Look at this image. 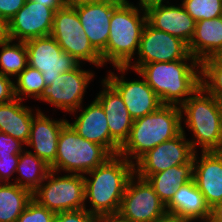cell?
Segmentation results:
<instances>
[{
    "instance_id": "ba28073f",
    "label": "cell",
    "mask_w": 222,
    "mask_h": 222,
    "mask_svg": "<svg viewBox=\"0 0 222 222\" xmlns=\"http://www.w3.org/2000/svg\"><path fill=\"white\" fill-rule=\"evenodd\" d=\"M50 35L57 41L63 52L73 56L79 63L87 61L102 66L101 54L91 45L76 9L66 4L55 11Z\"/></svg>"
},
{
    "instance_id": "4316f807",
    "label": "cell",
    "mask_w": 222,
    "mask_h": 222,
    "mask_svg": "<svg viewBox=\"0 0 222 222\" xmlns=\"http://www.w3.org/2000/svg\"><path fill=\"white\" fill-rule=\"evenodd\" d=\"M32 193L14 183H0V222H16Z\"/></svg>"
},
{
    "instance_id": "8fae6325",
    "label": "cell",
    "mask_w": 222,
    "mask_h": 222,
    "mask_svg": "<svg viewBox=\"0 0 222 222\" xmlns=\"http://www.w3.org/2000/svg\"><path fill=\"white\" fill-rule=\"evenodd\" d=\"M28 52V65L42 73L46 87L63 72L72 71L80 63L67 52H63L50 35L24 41Z\"/></svg>"
},
{
    "instance_id": "7c38bea8",
    "label": "cell",
    "mask_w": 222,
    "mask_h": 222,
    "mask_svg": "<svg viewBox=\"0 0 222 222\" xmlns=\"http://www.w3.org/2000/svg\"><path fill=\"white\" fill-rule=\"evenodd\" d=\"M189 140H186L184 128L182 132L145 153L134 164L135 175L146 179L148 176L165 171L172 166L188 163L194 156ZM137 166V167H136Z\"/></svg>"
},
{
    "instance_id": "83f0119b",
    "label": "cell",
    "mask_w": 222,
    "mask_h": 222,
    "mask_svg": "<svg viewBox=\"0 0 222 222\" xmlns=\"http://www.w3.org/2000/svg\"><path fill=\"white\" fill-rule=\"evenodd\" d=\"M11 39L0 44V73L7 77L18 76L28 66V52L24 41L13 44ZM12 43V44H10Z\"/></svg>"
},
{
    "instance_id": "4fadbf2b",
    "label": "cell",
    "mask_w": 222,
    "mask_h": 222,
    "mask_svg": "<svg viewBox=\"0 0 222 222\" xmlns=\"http://www.w3.org/2000/svg\"><path fill=\"white\" fill-rule=\"evenodd\" d=\"M80 65L72 71L63 72L54 79L41 100L52 104L65 112H76L81 109L82 99L94 74L80 69Z\"/></svg>"
},
{
    "instance_id": "9a60e30c",
    "label": "cell",
    "mask_w": 222,
    "mask_h": 222,
    "mask_svg": "<svg viewBox=\"0 0 222 222\" xmlns=\"http://www.w3.org/2000/svg\"><path fill=\"white\" fill-rule=\"evenodd\" d=\"M123 0H104L72 5L91 45L101 54L107 46L113 10Z\"/></svg>"
},
{
    "instance_id": "7402d4cb",
    "label": "cell",
    "mask_w": 222,
    "mask_h": 222,
    "mask_svg": "<svg viewBox=\"0 0 222 222\" xmlns=\"http://www.w3.org/2000/svg\"><path fill=\"white\" fill-rule=\"evenodd\" d=\"M168 215L176 216L187 222L195 220L209 221L211 209L194 180L179 186L172 200L166 205Z\"/></svg>"
},
{
    "instance_id": "603a6c76",
    "label": "cell",
    "mask_w": 222,
    "mask_h": 222,
    "mask_svg": "<svg viewBox=\"0 0 222 222\" xmlns=\"http://www.w3.org/2000/svg\"><path fill=\"white\" fill-rule=\"evenodd\" d=\"M188 50L199 63L218 56L222 52V16L196 21Z\"/></svg>"
},
{
    "instance_id": "8992f818",
    "label": "cell",
    "mask_w": 222,
    "mask_h": 222,
    "mask_svg": "<svg viewBox=\"0 0 222 222\" xmlns=\"http://www.w3.org/2000/svg\"><path fill=\"white\" fill-rule=\"evenodd\" d=\"M113 156L104 146L79 136L67 122L61 130L55 162L50 170L84 175ZM84 173V174H83Z\"/></svg>"
},
{
    "instance_id": "30bf717a",
    "label": "cell",
    "mask_w": 222,
    "mask_h": 222,
    "mask_svg": "<svg viewBox=\"0 0 222 222\" xmlns=\"http://www.w3.org/2000/svg\"><path fill=\"white\" fill-rule=\"evenodd\" d=\"M118 213L130 222H155L167 215L166 205L153 187L135 174L127 183Z\"/></svg>"
},
{
    "instance_id": "836d02e7",
    "label": "cell",
    "mask_w": 222,
    "mask_h": 222,
    "mask_svg": "<svg viewBox=\"0 0 222 222\" xmlns=\"http://www.w3.org/2000/svg\"><path fill=\"white\" fill-rule=\"evenodd\" d=\"M19 155H0V183H9L11 175L15 173Z\"/></svg>"
},
{
    "instance_id": "ab89813d",
    "label": "cell",
    "mask_w": 222,
    "mask_h": 222,
    "mask_svg": "<svg viewBox=\"0 0 222 222\" xmlns=\"http://www.w3.org/2000/svg\"><path fill=\"white\" fill-rule=\"evenodd\" d=\"M210 222H222V202L211 208Z\"/></svg>"
},
{
    "instance_id": "7bdbcfd3",
    "label": "cell",
    "mask_w": 222,
    "mask_h": 222,
    "mask_svg": "<svg viewBox=\"0 0 222 222\" xmlns=\"http://www.w3.org/2000/svg\"><path fill=\"white\" fill-rule=\"evenodd\" d=\"M155 222H187V221L179 219L176 216H172V215L167 214L165 217H163Z\"/></svg>"
},
{
    "instance_id": "1f68e13d",
    "label": "cell",
    "mask_w": 222,
    "mask_h": 222,
    "mask_svg": "<svg viewBox=\"0 0 222 222\" xmlns=\"http://www.w3.org/2000/svg\"><path fill=\"white\" fill-rule=\"evenodd\" d=\"M54 217V212L32 198L16 222H52Z\"/></svg>"
},
{
    "instance_id": "60d3db41",
    "label": "cell",
    "mask_w": 222,
    "mask_h": 222,
    "mask_svg": "<svg viewBox=\"0 0 222 222\" xmlns=\"http://www.w3.org/2000/svg\"><path fill=\"white\" fill-rule=\"evenodd\" d=\"M8 37V25L5 20L0 18V44L6 42Z\"/></svg>"
},
{
    "instance_id": "ee69618b",
    "label": "cell",
    "mask_w": 222,
    "mask_h": 222,
    "mask_svg": "<svg viewBox=\"0 0 222 222\" xmlns=\"http://www.w3.org/2000/svg\"><path fill=\"white\" fill-rule=\"evenodd\" d=\"M100 1H104V0H66V3L68 5H77V4H80V3L100 2Z\"/></svg>"
},
{
    "instance_id": "f546056e",
    "label": "cell",
    "mask_w": 222,
    "mask_h": 222,
    "mask_svg": "<svg viewBox=\"0 0 222 222\" xmlns=\"http://www.w3.org/2000/svg\"><path fill=\"white\" fill-rule=\"evenodd\" d=\"M200 80L205 92L217 100H222V63L216 57L200 63Z\"/></svg>"
},
{
    "instance_id": "d590c367",
    "label": "cell",
    "mask_w": 222,
    "mask_h": 222,
    "mask_svg": "<svg viewBox=\"0 0 222 222\" xmlns=\"http://www.w3.org/2000/svg\"><path fill=\"white\" fill-rule=\"evenodd\" d=\"M25 2L26 0H0V18L8 22Z\"/></svg>"
},
{
    "instance_id": "44dd1931",
    "label": "cell",
    "mask_w": 222,
    "mask_h": 222,
    "mask_svg": "<svg viewBox=\"0 0 222 222\" xmlns=\"http://www.w3.org/2000/svg\"><path fill=\"white\" fill-rule=\"evenodd\" d=\"M104 90L96 99L101 103L108 120L111 138L122 147L128 140L134 122L119 93L104 79Z\"/></svg>"
},
{
    "instance_id": "ac0fdd59",
    "label": "cell",
    "mask_w": 222,
    "mask_h": 222,
    "mask_svg": "<svg viewBox=\"0 0 222 222\" xmlns=\"http://www.w3.org/2000/svg\"><path fill=\"white\" fill-rule=\"evenodd\" d=\"M68 123L79 136L104 146L112 155L119 154L121 147L111 138L107 117L97 99L82 110L74 123Z\"/></svg>"
},
{
    "instance_id": "ffe728a7",
    "label": "cell",
    "mask_w": 222,
    "mask_h": 222,
    "mask_svg": "<svg viewBox=\"0 0 222 222\" xmlns=\"http://www.w3.org/2000/svg\"><path fill=\"white\" fill-rule=\"evenodd\" d=\"M32 119L30 137L27 146L34 149L38 158L51 166L56 159L58 139L62 127L68 122L66 119L52 120L37 109Z\"/></svg>"
},
{
    "instance_id": "e575fe53",
    "label": "cell",
    "mask_w": 222,
    "mask_h": 222,
    "mask_svg": "<svg viewBox=\"0 0 222 222\" xmlns=\"http://www.w3.org/2000/svg\"><path fill=\"white\" fill-rule=\"evenodd\" d=\"M23 144L20 140L0 132V155H20Z\"/></svg>"
},
{
    "instance_id": "f35d334b",
    "label": "cell",
    "mask_w": 222,
    "mask_h": 222,
    "mask_svg": "<svg viewBox=\"0 0 222 222\" xmlns=\"http://www.w3.org/2000/svg\"><path fill=\"white\" fill-rule=\"evenodd\" d=\"M31 1L41 4H47V7L55 11H58L67 4L66 0H31Z\"/></svg>"
},
{
    "instance_id": "52a82bcc",
    "label": "cell",
    "mask_w": 222,
    "mask_h": 222,
    "mask_svg": "<svg viewBox=\"0 0 222 222\" xmlns=\"http://www.w3.org/2000/svg\"><path fill=\"white\" fill-rule=\"evenodd\" d=\"M56 171L50 170L41 185L32 193V198L40 205L55 214L86 209L84 175L68 174L57 176Z\"/></svg>"
},
{
    "instance_id": "4dcf8cb0",
    "label": "cell",
    "mask_w": 222,
    "mask_h": 222,
    "mask_svg": "<svg viewBox=\"0 0 222 222\" xmlns=\"http://www.w3.org/2000/svg\"><path fill=\"white\" fill-rule=\"evenodd\" d=\"M182 5L195 21L222 16V0H183Z\"/></svg>"
},
{
    "instance_id": "d4e9b609",
    "label": "cell",
    "mask_w": 222,
    "mask_h": 222,
    "mask_svg": "<svg viewBox=\"0 0 222 222\" xmlns=\"http://www.w3.org/2000/svg\"><path fill=\"white\" fill-rule=\"evenodd\" d=\"M193 158L183 165L172 166L165 171L152 174L146 178L160 200L167 205L179 186L193 180Z\"/></svg>"
},
{
    "instance_id": "5bb4252c",
    "label": "cell",
    "mask_w": 222,
    "mask_h": 222,
    "mask_svg": "<svg viewBox=\"0 0 222 222\" xmlns=\"http://www.w3.org/2000/svg\"><path fill=\"white\" fill-rule=\"evenodd\" d=\"M55 10L47 4L26 0L24 6L7 22L12 41L50 36Z\"/></svg>"
},
{
    "instance_id": "7a4b0ae2",
    "label": "cell",
    "mask_w": 222,
    "mask_h": 222,
    "mask_svg": "<svg viewBox=\"0 0 222 222\" xmlns=\"http://www.w3.org/2000/svg\"><path fill=\"white\" fill-rule=\"evenodd\" d=\"M185 61L148 63L135 72L145 79L163 104L180 106L201 87L200 63L189 65Z\"/></svg>"
},
{
    "instance_id": "b9f144b4",
    "label": "cell",
    "mask_w": 222,
    "mask_h": 222,
    "mask_svg": "<svg viewBox=\"0 0 222 222\" xmlns=\"http://www.w3.org/2000/svg\"><path fill=\"white\" fill-rule=\"evenodd\" d=\"M139 1L140 3L138 4L139 6H141L140 8L145 11L153 6L162 5L163 4L162 2H164V0H139Z\"/></svg>"
},
{
    "instance_id": "6da1fadb",
    "label": "cell",
    "mask_w": 222,
    "mask_h": 222,
    "mask_svg": "<svg viewBox=\"0 0 222 222\" xmlns=\"http://www.w3.org/2000/svg\"><path fill=\"white\" fill-rule=\"evenodd\" d=\"M134 164L118 155L111 156L105 163L84 176L85 200H90V214L100 216L119 212L121 201L129 179L135 174Z\"/></svg>"
},
{
    "instance_id": "d6a6232c",
    "label": "cell",
    "mask_w": 222,
    "mask_h": 222,
    "mask_svg": "<svg viewBox=\"0 0 222 222\" xmlns=\"http://www.w3.org/2000/svg\"><path fill=\"white\" fill-rule=\"evenodd\" d=\"M52 222H97V216L81 209L57 213Z\"/></svg>"
},
{
    "instance_id": "8d00e7d4",
    "label": "cell",
    "mask_w": 222,
    "mask_h": 222,
    "mask_svg": "<svg viewBox=\"0 0 222 222\" xmlns=\"http://www.w3.org/2000/svg\"><path fill=\"white\" fill-rule=\"evenodd\" d=\"M14 84L10 77L0 73V104L12 101L15 98Z\"/></svg>"
},
{
    "instance_id": "5b68a950",
    "label": "cell",
    "mask_w": 222,
    "mask_h": 222,
    "mask_svg": "<svg viewBox=\"0 0 222 222\" xmlns=\"http://www.w3.org/2000/svg\"><path fill=\"white\" fill-rule=\"evenodd\" d=\"M206 93V94H204ZM182 118L187 127L193 132L194 140H190L195 151L200 145L201 152L222 151V128L218 100L202 87H199L180 106Z\"/></svg>"
},
{
    "instance_id": "bcb514c9",
    "label": "cell",
    "mask_w": 222,
    "mask_h": 222,
    "mask_svg": "<svg viewBox=\"0 0 222 222\" xmlns=\"http://www.w3.org/2000/svg\"><path fill=\"white\" fill-rule=\"evenodd\" d=\"M216 58L222 63V52Z\"/></svg>"
},
{
    "instance_id": "d6986e66",
    "label": "cell",
    "mask_w": 222,
    "mask_h": 222,
    "mask_svg": "<svg viewBox=\"0 0 222 222\" xmlns=\"http://www.w3.org/2000/svg\"><path fill=\"white\" fill-rule=\"evenodd\" d=\"M147 23L153 28L175 36L189 45L195 31L196 21L183 5H157L146 10Z\"/></svg>"
},
{
    "instance_id": "f1b7e54d",
    "label": "cell",
    "mask_w": 222,
    "mask_h": 222,
    "mask_svg": "<svg viewBox=\"0 0 222 222\" xmlns=\"http://www.w3.org/2000/svg\"><path fill=\"white\" fill-rule=\"evenodd\" d=\"M16 79V85L14 84L15 98L22 101L24 96L42 99L46 91V84L40 71L28 65ZM22 95L23 97H21Z\"/></svg>"
},
{
    "instance_id": "2e32d148",
    "label": "cell",
    "mask_w": 222,
    "mask_h": 222,
    "mask_svg": "<svg viewBox=\"0 0 222 222\" xmlns=\"http://www.w3.org/2000/svg\"><path fill=\"white\" fill-rule=\"evenodd\" d=\"M104 78L122 97L127 110L135 120L158 110L163 103L155 94L154 90L143 80L125 81L114 75V72Z\"/></svg>"
},
{
    "instance_id": "e0dca14e",
    "label": "cell",
    "mask_w": 222,
    "mask_h": 222,
    "mask_svg": "<svg viewBox=\"0 0 222 222\" xmlns=\"http://www.w3.org/2000/svg\"><path fill=\"white\" fill-rule=\"evenodd\" d=\"M193 156V180L203 194L206 204L213 208L222 202V151L202 152Z\"/></svg>"
},
{
    "instance_id": "9c48e42d",
    "label": "cell",
    "mask_w": 222,
    "mask_h": 222,
    "mask_svg": "<svg viewBox=\"0 0 222 222\" xmlns=\"http://www.w3.org/2000/svg\"><path fill=\"white\" fill-rule=\"evenodd\" d=\"M138 59L134 65L127 67H115L124 74L129 67L137 71L141 66L148 63L172 62L176 60H191L198 62L189 54L188 45L181 39L164 31L157 30L145 24L141 35Z\"/></svg>"
},
{
    "instance_id": "3957f363",
    "label": "cell",
    "mask_w": 222,
    "mask_h": 222,
    "mask_svg": "<svg viewBox=\"0 0 222 222\" xmlns=\"http://www.w3.org/2000/svg\"><path fill=\"white\" fill-rule=\"evenodd\" d=\"M182 114L178 105L163 104L158 110L134 120L128 140L120 148L119 155L137 162L157 145L178 136L182 132ZM133 156V157H132Z\"/></svg>"
},
{
    "instance_id": "cb8c5ba5",
    "label": "cell",
    "mask_w": 222,
    "mask_h": 222,
    "mask_svg": "<svg viewBox=\"0 0 222 222\" xmlns=\"http://www.w3.org/2000/svg\"><path fill=\"white\" fill-rule=\"evenodd\" d=\"M21 101L14 98L10 102L0 104V132L27 144L34 115L33 110Z\"/></svg>"
},
{
    "instance_id": "277c9868",
    "label": "cell",
    "mask_w": 222,
    "mask_h": 222,
    "mask_svg": "<svg viewBox=\"0 0 222 222\" xmlns=\"http://www.w3.org/2000/svg\"><path fill=\"white\" fill-rule=\"evenodd\" d=\"M138 9L128 0H123L112 12L109 38L106 49L101 53L103 65L111 62L114 67L132 64L134 54L139 50L143 28L147 23L146 11ZM142 16V17H141Z\"/></svg>"
},
{
    "instance_id": "f6af8a7d",
    "label": "cell",
    "mask_w": 222,
    "mask_h": 222,
    "mask_svg": "<svg viewBox=\"0 0 222 222\" xmlns=\"http://www.w3.org/2000/svg\"><path fill=\"white\" fill-rule=\"evenodd\" d=\"M218 109L220 113L221 128H222V100H218Z\"/></svg>"
},
{
    "instance_id": "74e56055",
    "label": "cell",
    "mask_w": 222,
    "mask_h": 222,
    "mask_svg": "<svg viewBox=\"0 0 222 222\" xmlns=\"http://www.w3.org/2000/svg\"><path fill=\"white\" fill-rule=\"evenodd\" d=\"M97 222H130L119 213L97 216Z\"/></svg>"
},
{
    "instance_id": "484cf974",
    "label": "cell",
    "mask_w": 222,
    "mask_h": 222,
    "mask_svg": "<svg viewBox=\"0 0 222 222\" xmlns=\"http://www.w3.org/2000/svg\"><path fill=\"white\" fill-rule=\"evenodd\" d=\"M49 171L50 166L43 160L38 158L30 150H23L19 155V161L15 171L19 173L21 179L16 178L13 183L33 193L41 183L46 180L45 178Z\"/></svg>"
}]
</instances>
